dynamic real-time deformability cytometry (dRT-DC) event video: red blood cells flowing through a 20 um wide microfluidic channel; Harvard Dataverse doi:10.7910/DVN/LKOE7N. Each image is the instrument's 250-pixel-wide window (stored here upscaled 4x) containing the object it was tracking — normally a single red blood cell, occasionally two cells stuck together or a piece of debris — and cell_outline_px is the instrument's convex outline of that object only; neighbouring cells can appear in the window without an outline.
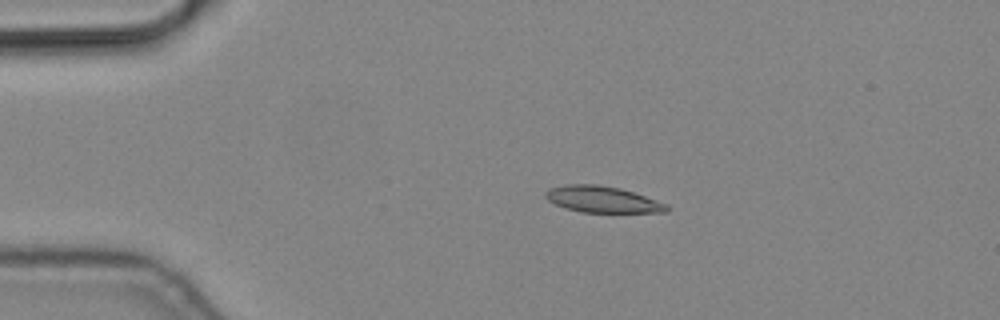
{"species": "common noctule bat (a hibernating species)", "species_latin": "Nyctalus noctula", "temperature_condition": "cold", "stored_images_in_passage": 6, "camera_frame_rate_fps": 3000, "um_per_image_px": 0.085, "animal": {"sex": "male", "body_mass_g": 19.2, "forearm_length_mm": 51.8}, "frame": {"image": 1, "passage_image": 4, "time_ms": 1.0, "image_size_px": [1000, 320], "cell_outline_px": [[668, 212], [580, 212], [556, 204], [548, 200], [544, 196], [544, 192], [548, 188], [564, 184], [596, 184], [620, 188], [668, 204]], "centroid_in_image_um": [51.17, 16.94], "position_along_channel_um": 33.8, "area_um2": 18.5}}
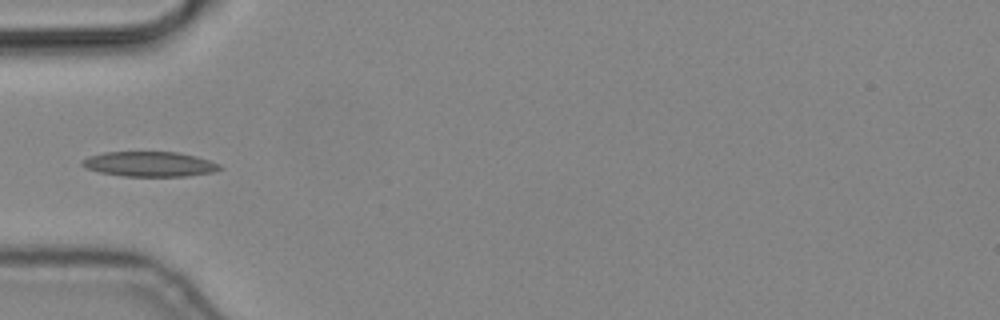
{"frame": {"image": 2, "passage_image": 6, "time_ms": 1.667, "image_size_px": [1000, 320], "cell_outline_px": [[224, 168], [212, 172], [188, 176], [124, 176], [100, 172], [84, 168], [80, 164], [80, 160], [88, 156], [104, 152], [176, 152], [196, 156], [220, 164]], "centroid_in_image_um": [12.68, 13.94], "position_along_channel_um": 72.3, "area_um2": 20.11}}